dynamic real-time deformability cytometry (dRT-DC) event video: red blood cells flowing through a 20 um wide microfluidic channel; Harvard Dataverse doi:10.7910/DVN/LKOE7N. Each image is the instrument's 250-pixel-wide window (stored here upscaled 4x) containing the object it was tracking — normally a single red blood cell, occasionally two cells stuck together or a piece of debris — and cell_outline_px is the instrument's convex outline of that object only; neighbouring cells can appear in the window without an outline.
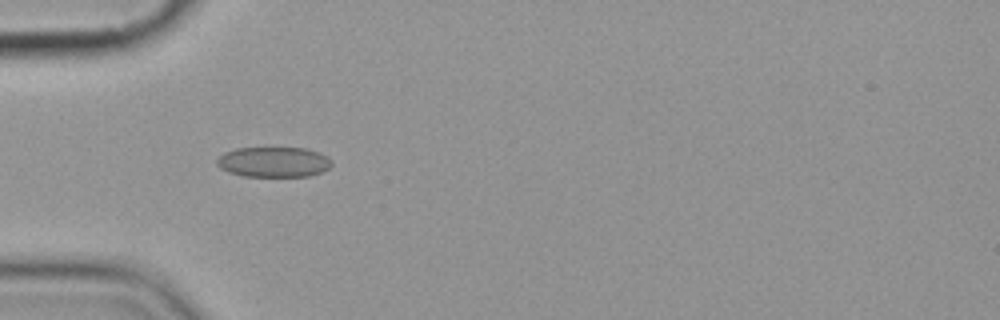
{"species": "common noctule bat (a hibernating species)", "species_latin": "Nyctalus noctula", "temperature_condition": "cold", "stored_images_in_passage": 6, "camera_frame_rate_fps": 3000, "um_per_image_px": 0.085, "animal": {"sex": "female", "body_mass_g": 19.9}, "frame": {"image": 1, "passage_image": 5, "time_ms": 5.667, "image_size_px": [1000, 320], "cell_outline_px": [[332, 164], [328, 168], [320, 172], [308, 176], [244, 176], [228, 172], [220, 168], [216, 164], [216, 160], [224, 152], [236, 148], [308, 148], [320, 152], [328, 156], [332, 160]], "centroid_in_image_um": [23.27, 13.76], "position_along_channel_um": 61.7, "area_um2": 20.35}}
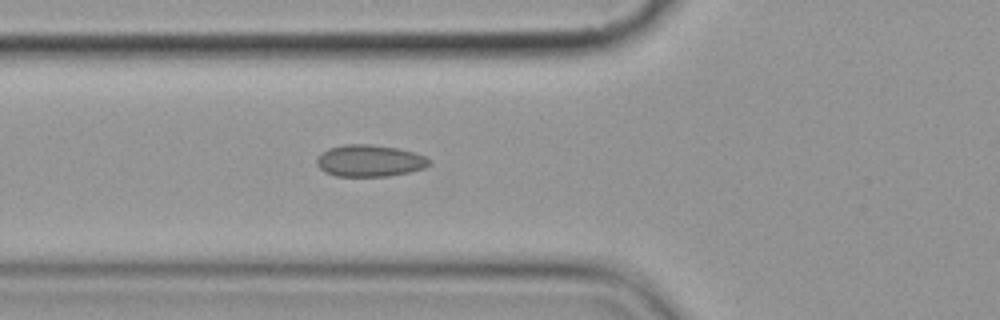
{"frame": {"image": 2, "passage_image": 6, "time_ms": 6.667, "image_size_px": [1000, 320], "cell_outline_px": [[432, 160], [424, 168], [408, 172], [388, 176], [336, 176], [324, 172], [316, 164], [316, 160], [328, 148], [344, 144], [372, 144], [396, 148], [412, 152], [424, 156]], "centroid_in_image_um": [31.4, 13.66], "position_along_channel_um": 94.4, "area_um2": 20.69}}